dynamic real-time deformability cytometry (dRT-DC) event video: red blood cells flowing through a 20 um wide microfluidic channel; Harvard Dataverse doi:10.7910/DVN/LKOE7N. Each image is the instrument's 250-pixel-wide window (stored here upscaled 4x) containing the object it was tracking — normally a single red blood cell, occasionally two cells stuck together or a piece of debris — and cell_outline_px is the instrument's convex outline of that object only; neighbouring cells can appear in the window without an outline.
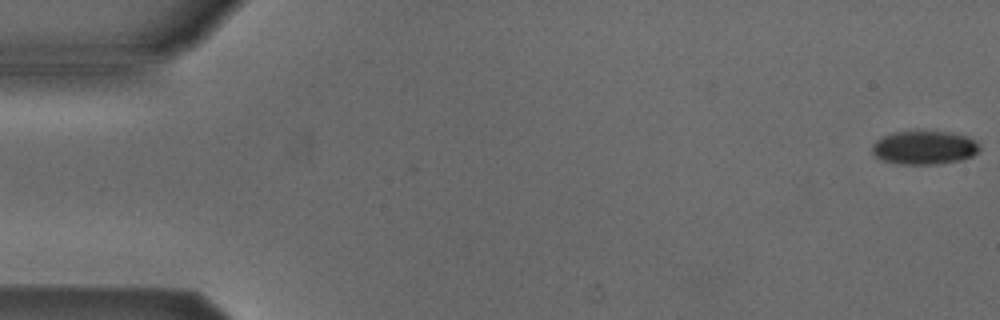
{"species": "Egyptian fruit bat (a non-hibernating species)", "species_latin": "Rousettus aegyptiacus", "temperature_condition": "cold", "stored_images_in_passage": 53, "camera_frame_rate_fps": 3000, "um_per_image_px": 0.085, "animal": {"sex": "male"}, "frame": {"image": 1, "passage_image": 1, "time_ms": 0.0, "image_size_px": [1000, 320], "cell_outline_px": [[980, 148], [972, 156], [960, 160], [936, 164], [900, 164], [880, 160], [872, 152], [872, 144], [876, 140], [884, 136], [896, 132], [952, 132], [968, 136], [976, 140], [980, 144]], "centroid_in_image_um": [78.58, 12.55], "position_along_channel_um": 6.4, "area_um2": 20.98}}
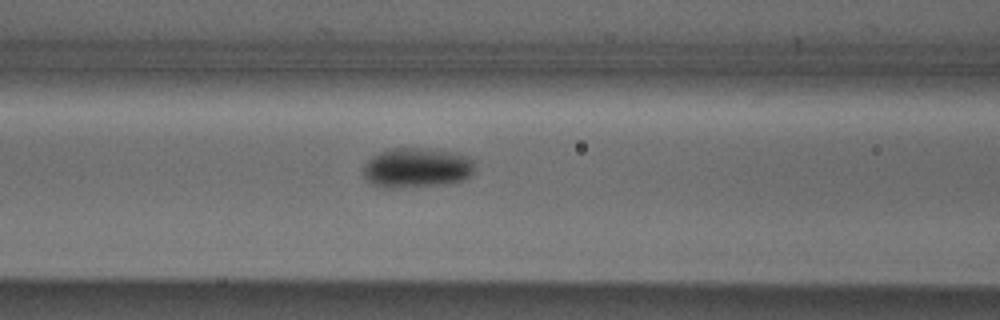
{"frame": {"image": 2, "passage_image": 22, "time_ms": 7.0, "image_size_px": [1000, 320], "cell_outline_px": [[472, 176], [464, 180], [440, 184], [392, 188], [384, 188], [372, 184], [364, 176], [364, 164], [372, 156], [380, 152], [392, 148], [428, 148], [452, 152], [464, 156], [472, 160]], "centroid_in_image_um": [35.39, 14.26], "position_along_channel_um": 131.2, "area_um2": 25.61}}
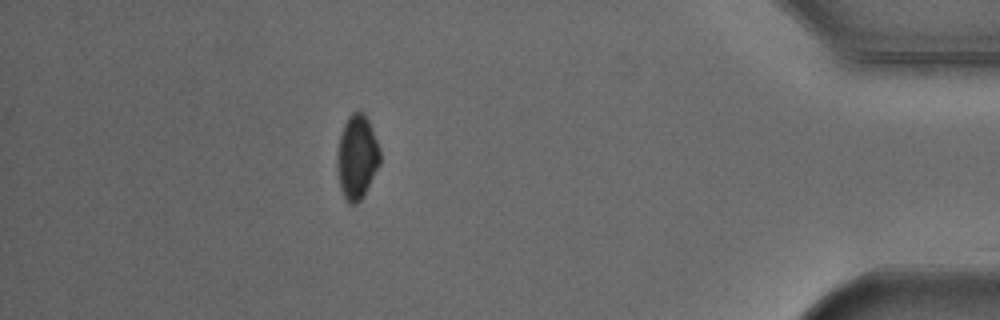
{"frame": {"image": 3, "passage_image": 47, "time_ms": 15.333, "image_size_px": [1000, 320], "cell_outline_px": [[380, 164], [360, 200], [356, 204], [348, 204], [340, 188], [336, 168], [336, 160], [340, 136], [344, 124], [348, 116], [352, 112], [364, 112], [368, 120], [376, 140], [380, 152]], "centroid_in_image_um": [30.32, 13.35], "position_along_channel_um": 404.9, "area_um2": 20.81}, "authors_computed_cell_mechanics": {"area_um2": 23.0044, "velocity_mm_per_s": 3.8864, "shape_relaxation_time_tau1_ms": 1.5892, "shape_relaxation_time_tau2_ms": null, "deformation_change_tau1": 0.0391, "deformation_change_tau2": null}}